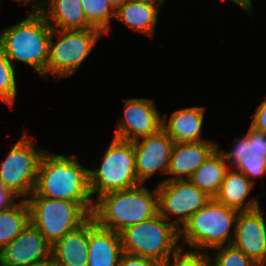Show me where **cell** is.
Wrapping results in <instances>:
<instances>
[{
    "instance_id": "9",
    "label": "cell",
    "mask_w": 266,
    "mask_h": 266,
    "mask_svg": "<svg viewBox=\"0 0 266 266\" xmlns=\"http://www.w3.org/2000/svg\"><path fill=\"white\" fill-rule=\"evenodd\" d=\"M28 132L23 133L0 164V179L6 189L18 198L30 196L35 189L38 168L46 149L32 144Z\"/></svg>"
},
{
    "instance_id": "3",
    "label": "cell",
    "mask_w": 266,
    "mask_h": 266,
    "mask_svg": "<svg viewBox=\"0 0 266 266\" xmlns=\"http://www.w3.org/2000/svg\"><path fill=\"white\" fill-rule=\"evenodd\" d=\"M52 28L40 11H30L21 22L2 29L0 48L15 66L20 61L46 79Z\"/></svg>"
},
{
    "instance_id": "5",
    "label": "cell",
    "mask_w": 266,
    "mask_h": 266,
    "mask_svg": "<svg viewBox=\"0 0 266 266\" xmlns=\"http://www.w3.org/2000/svg\"><path fill=\"white\" fill-rule=\"evenodd\" d=\"M124 253L141 256L164 265L181 246L179 229L173 221H167L159 213L121 233Z\"/></svg>"
},
{
    "instance_id": "29",
    "label": "cell",
    "mask_w": 266,
    "mask_h": 266,
    "mask_svg": "<svg viewBox=\"0 0 266 266\" xmlns=\"http://www.w3.org/2000/svg\"><path fill=\"white\" fill-rule=\"evenodd\" d=\"M236 170L244 173L255 184V178L263 177L266 174V160L258 156L248 155L241 161Z\"/></svg>"
},
{
    "instance_id": "30",
    "label": "cell",
    "mask_w": 266,
    "mask_h": 266,
    "mask_svg": "<svg viewBox=\"0 0 266 266\" xmlns=\"http://www.w3.org/2000/svg\"><path fill=\"white\" fill-rule=\"evenodd\" d=\"M249 155L258 156L266 160V133L253 129L247 132Z\"/></svg>"
},
{
    "instance_id": "17",
    "label": "cell",
    "mask_w": 266,
    "mask_h": 266,
    "mask_svg": "<svg viewBox=\"0 0 266 266\" xmlns=\"http://www.w3.org/2000/svg\"><path fill=\"white\" fill-rule=\"evenodd\" d=\"M204 107H188L174 111L169 120L162 116V129L175 143L208 141L201 139Z\"/></svg>"
},
{
    "instance_id": "18",
    "label": "cell",
    "mask_w": 266,
    "mask_h": 266,
    "mask_svg": "<svg viewBox=\"0 0 266 266\" xmlns=\"http://www.w3.org/2000/svg\"><path fill=\"white\" fill-rule=\"evenodd\" d=\"M253 185L244 173L229 169L214 199L238 212L254 210L260 205L257 198L248 199Z\"/></svg>"
},
{
    "instance_id": "33",
    "label": "cell",
    "mask_w": 266,
    "mask_h": 266,
    "mask_svg": "<svg viewBox=\"0 0 266 266\" xmlns=\"http://www.w3.org/2000/svg\"><path fill=\"white\" fill-rule=\"evenodd\" d=\"M17 198L16 195L5 188L3 181L0 179V211L13 206L16 203L15 199Z\"/></svg>"
},
{
    "instance_id": "12",
    "label": "cell",
    "mask_w": 266,
    "mask_h": 266,
    "mask_svg": "<svg viewBox=\"0 0 266 266\" xmlns=\"http://www.w3.org/2000/svg\"><path fill=\"white\" fill-rule=\"evenodd\" d=\"M174 143L163 129L143 137L142 141L139 139L133 141L136 172L141 184L157 171L168 174Z\"/></svg>"
},
{
    "instance_id": "4",
    "label": "cell",
    "mask_w": 266,
    "mask_h": 266,
    "mask_svg": "<svg viewBox=\"0 0 266 266\" xmlns=\"http://www.w3.org/2000/svg\"><path fill=\"white\" fill-rule=\"evenodd\" d=\"M239 212L211 198L179 229V241L183 240L195 251L216 249L231 245L234 234L230 229L236 224Z\"/></svg>"
},
{
    "instance_id": "20",
    "label": "cell",
    "mask_w": 266,
    "mask_h": 266,
    "mask_svg": "<svg viewBox=\"0 0 266 266\" xmlns=\"http://www.w3.org/2000/svg\"><path fill=\"white\" fill-rule=\"evenodd\" d=\"M47 5H49L47 7ZM40 12L52 29L85 30L93 28L85 17L81 0H48Z\"/></svg>"
},
{
    "instance_id": "10",
    "label": "cell",
    "mask_w": 266,
    "mask_h": 266,
    "mask_svg": "<svg viewBox=\"0 0 266 266\" xmlns=\"http://www.w3.org/2000/svg\"><path fill=\"white\" fill-rule=\"evenodd\" d=\"M156 189L159 214L167 221L176 217L174 224L178 229L211 199L189 180L160 182Z\"/></svg>"
},
{
    "instance_id": "2",
    "label": "cell",
    "mask_w": 266,
    "mask_h": 266,
    "mask_svg": "<svg viewBox=\"0 0 266 266\" xmlns=\"http://www.w3.org/2000/svg\"><path fill=\"white\" fill-rule=\"evenodd\" d=\"M158 213L157 189L150 192L140 184L95 198L91 217L99 226L120 234L127 227L148 220Z\"/></svg>"
},
{
    "instance_id": "19",
    "label": "cell",
    "mask_w": 266,
    "mask_h": 266,
    "mask_svg": "<svg viewBox=\"0 0 266 266\" xmlns=\"http://www.w3.org/2000/svg\"><path fill=\"white\" fill-rule=\"evenodd\" d=\"M88 220L65 234L51 248V259L57 266H87Z\"/></svg>"
},
{
    "instance_id": "23",
    "label": "cell",
    "mask_w": 266,
    "mask_h": 266,
    "mask_svg": "<svg viewBox=\"0 0 266 266\" xmlns=\"http://www.w3.org/2000/svg\"><path fill=\"white\" fill-rule=\"evenodd\" d=\"M0 211V251L12 242L30 222V210L25 199Z\"/></svg>"
},
{
    "instance_id": "1",
    "label": "cell",
    "mask_w": 266,
    "mask_h": 266,
    "mask_svg": "<svg viewBox=\"0 0 266 266\" xmlns=\"http://www.w3.org/2000/svg\"><path fill=\"white\" fill-rule=\"evenodd\" d=\"M75 159L73 155H59L46 150L39 164L34 192L30 196L77 202L91 215L94 198L89 190L88 169Z\"/></svg>"
},
{
    "instance_id": "13",
    "label": "cell",
    "mask_w": 266,
    "mask_h": 266,
    "mask_svg": "<svg viewBox=\"0 0 266 266\" xmlns=\"http://www.w3.org/2000/svg\"><path fill=\"white\" fill-rule=\"evenodd\" d=\"M52 245L29 222L23 231L0 251L1 266H33L51 259Z\"/></svg>"
},
{
    "instance_id": "15",
    "label": "cell",
    "mask_w": 266,
    "mask_h": 266,
    "mask_svg": "<svg viewBox=\"0 0 266 266\" xmlns=\"http://www.w3.org/2000/svg\"><path fill=\"white\" fill-rule=\"evenodd\" d=\"M87 266H118L124 253L121 235L88 219Z\"/></svg>"
},
{
    "instance_id": "38",
    "label": "cell",
    "mask_w": 266,
    "mask_h": 266,
    "mask_svg": "<svg viewBox=\"0 0 266 266\" xmlns=\"http://www.w3.org/2000/svg\"><path fill=\"white\" fill-rule=\"evenodd\" d=\"M33 266H57V265L55 264V262L52 259H49L48 261H45V262H42L39 264H35Z\"/></svg>"
},
{
    "instance_id": "21",
    "label": "cell",
    "mask_w": 266,
    "mask_h": 266,
    "mask_svg": "<svg viewBox=\"0 0 266 266\" xmlns=\"http://www.w3.org/2000/svg\"><path fill=\"white\" fill-rule=\"evenodd\" d=\"M160 5L127 0L116 10L115 19L134 31L154 36Z\"/></svg>"
},
{
    "instance_id": "31",
    "label": "cell",
    "mask_w": 266,
    "mask_h": 266,
    "mask_svg": "<svg viewBox=\"0 0 266 266\" xmlns=\"http://www.w3.org/2000/svg\"><path fill=\"white\" fill-rule=\"evenodd\" d=\"M118 266H163L162 264L141 256L123 253Z\"/></svg>"
},
{
    "instance_id": "6",
    "label": "cell",
    "mask_w": 266,
    "mask_h": 266,
    "mask_svg": "<svg viewBox=\"0 0 266 266\" xmlns=\"http://www.w3.org/2000/svg\"><path fill=\"white\" fill-rule=\"evenodd\" d=\"M100 167L88 169L91 197L140 185L133 142L113 138L101 158Z\"/></svg>"
},
{
    "instance_id": "7",
    "label": "cell",
    "mask_w": 266,
    "mask_h": 266,
    "mask_svg": "<svg viewBox=\"0 0 266 266\" xmlns=\"http://www.w3.org/2000/svg\"><path fill=\"white\" fill-rule=\"evenodd\" d=\"M30 222L53 245L65 234L77 229L91 215L77 202L29 196Z\"/></svg>"
},
{
    "instance_id": "27",
    "label": "cell",
    "mask_w": 266,
    "mask_h": 266,
    "mask_svg": "<svg viewBox=\"0 0 266 266\" xmlns=\"http://www.w3.org/2000/svg\"><path fill=\"white\" fill-rule=\"evenodd\" d=\"M163 266H211L210 256L203 251L186 250L181 247Z\"/></svg>"
},
{
    "instance_id": "36",
    "label": "cell",
    "mask_w": 266,
    "mask_h": 266,
    "mask_svg": "<svg viewBox=\"0 0 266 266\" xmlns=\"http://www.w3.org/2000/svg\"><path fill=\"white\" fill-rule=\"evenodd\" d=\"M111 6L117 10L120 6H122L127 0H108Z\"/></svg>"
},
{
    "instance_id": "25",
    "label": "cell",
    "mask_w": 266,
    "mask_h": 266,
    "mask_svg": "<svg viewBox=\"0 0 266 266\" xmlns=\"http://www.w3.org/2000/svg\"><path fill=\"white\" fill-rule=\"evenodd\" d=\"M15 67L0 48V101L13 108L17 95Z\"/></svg>"
},
{
    "instance_id": "16",
    "label": "cell",
    "mask_w": 266,
    "mask_h": 266,
    "mask_svg": "<svg viewBox=\"0 0 266 266\" xmlns=\"http://www.w3.org/2000/svg\"><path fill=\"white\" fill-rule=\"evenodd\" d=\"M215 141L174 143L168 175L161 182L189 180L193 172L217 149ZM186 176V177H184Z\"/></svg>"
},
{
    "instance_id": "8",
    "label": "cell",
    "mask_w": 266,
    "mask_h": 266,
    "mask_svg": "<svg viewBox=\"0 0 266 266\" xmlns=\"http://www.w3.org/2000/svg\"><path fill=\"white\" fill-rule=\"evenodd\" d=\"M56 35L59 39L54 42L53 38ZM101 35L103 32L95 28L85 30L52 29L46 78L48 79L49 73L58 79L72 76L90 55Z\"/></svg>"
},
{
    "instance_id": "34",
    "label": "cell",
    "mask_w": 266,
    "mask_h": 266,
    "mask_svg": "<svg viewBox=\"0 0 266 266\" xmlns=\"http://www.w3.org/2000/svg\"><path fill=\"white\" fill-rule=\"evenodd\" d=\"M21 5H26L28 3H33L31 11H40L43 7L46 6L48 0H15Z\"/></svg>"
},
{
    "instance_id": "24",
    "label": "cell",
    "mask_w": 266,
    "mask_h": 266,
    "mask_svg": "<svg viewBox=\"0 0 266 266\" xmlns=\"http://www.w3.org/2000/svg\"><path fill=\"white\" fill-rule=\"evenodd\" d=\"M87 22L104 34L111 30L109 25L115 19L116 10L108 0H81Z\"/></svg>"
},
{
    "instance_id": "35",
    "label": "cell",
    "mask_w": 266,
    "mask_h": 266,
    "mask_svg": "<svg viewBox=\"0 0 266 266\" xmlns=\"http://www.w3.org/2000/svg\"><path fill=\"white\" fill-rule=\"evenodd\" d=\"M229 1L239 5L244 11H247L249 14L251 15L253 14L252 0H229Z\"/></svg>"
},
{
    "instance_id": "37",
    "label": "cell",
    "mask_w": 266,
    "mask_h": 266,
    "mask_svg": "<svg viewBox=\"0 0 266 266\" xmlns=\"http://www.w3.org/2000/svg\"><path fill=\"white\" fill-rule=\"evenodd\" d=\"M135 1H141V2H146V3H151V4H157V5H163L166 0H135Z\"/></svg>"
},
{
    "instance_id": "11",
    "label": "cell",
    "mask_w": 266,
    "mask_h": 266,
    "mask_svg": "<svg viewBox=\"0 0 266 266\" xmlns=\"http://www.w3.org/2000/svg\"><path fill=\"white\" fill-rule=\"evenodd\" d=\"M124 102V115L113 138L133 142L162 129V116L153 99L128 98Z\"/></svg>"
},
{
    "instance_id": "14",
    "label": "cell",
    "mask_w": 266,
    "mask_h": 266,
    "mask_svg": "<svg viewBox=\"0 0 266 266\" xmlns=\"http://www.w3.org/2000/svg\"><path fill=\"white\" fill-rule=\"evenodd\" d=\"M231 245L241 250L258 266L266 264V223L260 207L239 212L233 225Z\"/></svg>"
},
{
    "instance_id": "26",
    "label": "cell",
    "mask_w": 266,
    "mask_h": 266,
    "mask_svg": "<svg viewBox=\"0 0 266 266\" xmlns=\"http://www.w3.org/2000/svg\"><path fill=\"white\" fill-rule=\"evenodd\" d=\"M215 250V256H210L211 266H258L244 252L232 245L218 247Z\"/></svg>"
},
{
    "instance_id": "22",
    "label": "cell",
    "mask_w": 266,
    "mask_h": 266,
    "mask_svg": "<svg viewBox=\"0 0 266 266\" xmlns=\"http://www.w3.org/2000/svg\"><path fill=\"white\" fill-rule=\"evenodd\" d=\"M229 170L221 152L216 149L192 174L189 181L214 198Z\"/></svg>"
},
{
    "instance_id": "28",
    "label": "cell",
    "mask_w": 266,
    "mask_h": 266,
    "mask_svg": "<svg viewBox=\"0 0 266 266\" xmlns=\"http://www.w3.org/2000/svg\"><path fill=\"white\" fill-rule=\"evenodd\" d=\"M234 143L232 151L227 153H223V151L219 148V145H217V149L221 152L225 161L228 163L229 169H236L241 161L249 155L247 133L241 138H235Z\"/></svg>"
},
{
    "instance_id": "32",
    "label": "cell",
    "mask_w": 266,
    "mask_h": 266,
    "mask_svg": "<svg viewBox=\"0 0 266 266\" xmlns=\"http://www.w3.org/2000/svg\"><path fill=\"white\" fill-rule=\"evenodd\" d=\"M250 126L255 130L266 133V99L258 106Z\"/></svg>"
}]
</instances>
